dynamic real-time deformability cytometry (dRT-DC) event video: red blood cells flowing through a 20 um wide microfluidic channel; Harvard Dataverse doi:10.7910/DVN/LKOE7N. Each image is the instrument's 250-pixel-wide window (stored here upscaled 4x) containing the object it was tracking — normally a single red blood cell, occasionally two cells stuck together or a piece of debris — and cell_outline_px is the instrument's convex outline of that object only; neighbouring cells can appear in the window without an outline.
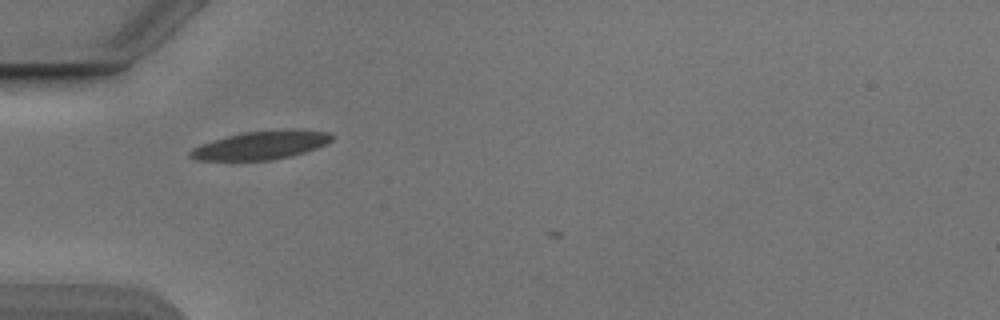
{"species": "Egyptian fruit bat (a non-hibernating species)", "species_latin": "Rousettus aegyptiacus", "temperature_condition": "cold", "stored_images_in_passage": 30, "camera_frame_rate_fps": 3000, "um_per_image_px": 0.085, "animal": {"sex": "male"}, "frame": {"image": 1, "passage_image": 2, "time_ms": 0.333, "image_size_px": [1000, 320], "cell_outline_px": [[332, 140], [316, 148], [304, 152], [288, 156], [268, 160], [196, 160], [188, 156], [188, 152], [192, 148], [200, 144], [212, 140], [244, 132], [288, 128], [296, 128], [328, 132], [332, 136]], "centroid_in_image_um": [22.16, 12.32], "position_along_channel_um": 62.8, "area_um2": 23.47}}